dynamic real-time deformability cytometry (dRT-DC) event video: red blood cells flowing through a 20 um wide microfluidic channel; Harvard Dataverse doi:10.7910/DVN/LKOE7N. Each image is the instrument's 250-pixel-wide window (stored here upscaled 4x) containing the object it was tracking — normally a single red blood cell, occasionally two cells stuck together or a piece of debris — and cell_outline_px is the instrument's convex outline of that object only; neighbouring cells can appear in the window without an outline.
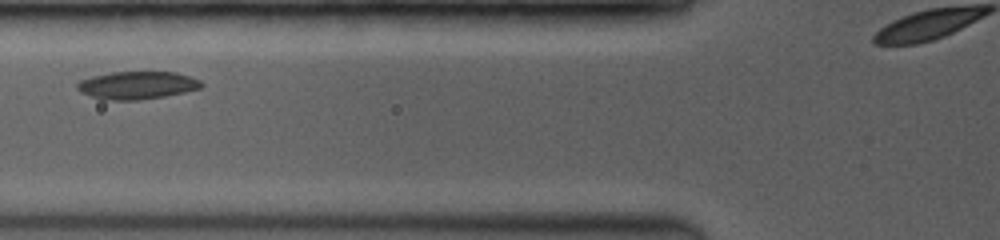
{"species": "common noctule bat (a hibernating species)", "species_latin": "Nyctalus noctula", "temperature_condition": "room temperature", "stored_images_in_passage": 20, "segment_of_instrument_passage": [1, 2], "camera_frame_rate_fps": 3500, "um_per_image_px": 0.085, "animal": {"sex": "female", "body_mass_g": 19.0, "forearm_length_mm": 53.3}, "frame": {"image": 1, "passage_image": 4, "time_ms": 1.714, "image_size_px": [1000, 240], "cell_outline_px": [[204, 84], [200, 88], [184, 92], [164, 96], [140, 100], [104, 100], [92, 96], [76, 88], [76, 84], [80, 80], [92, 76], [112, 72], [176, 72], [200, 80]], "centroid_in_image_um": [11.66, 7.24], "position_along_channel_um": 114.1, "area_um2": 19.94}}
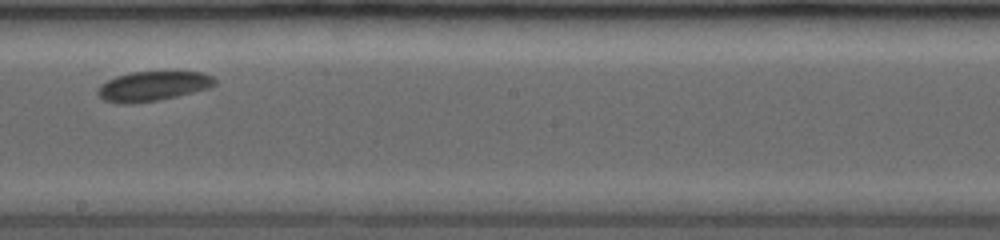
{"frame": {"image": 2, "passage_image": 10, "time_ms": 4.857, "image_size_px": [1000, 240], "cell_outline_px": [[216, 84], [208, 88], [160, 100], [132, 104], [116, 104], [104, 100], [96, 92], [100, 84], [116, 76], [132, 72], [204, 72], [212, 76], [216, 80]], "centroid_in_image_um": [12.96, 7.33], "position_along_channel_um": 235.2, "area_um2": 20.29}}
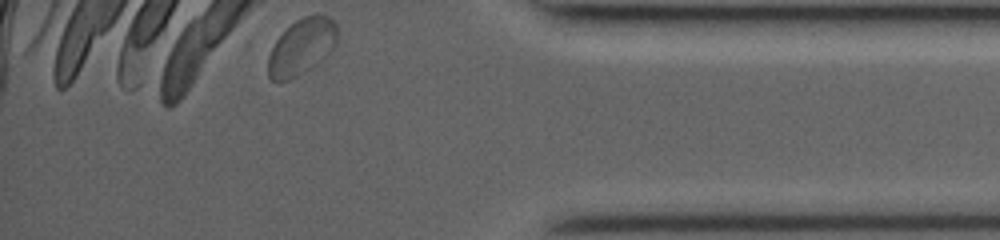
{"frame": {"image": 3, "passage_image": 19, "time_ms": 9.714, "image_size_px": [1000, 240], "cell_outline_px": [[336, 44], [320, 64], [288, 80], [272, 80], [268, 76], [268, 56], [276, 40], [296, 20], [304, 16], [316, 12], [320, 12], [328, 16], [336, 24]], "centroid_in_image_um": [25.67, 3.96], "position_along_channel_um": 409.5, "area_um2": 22.72}}